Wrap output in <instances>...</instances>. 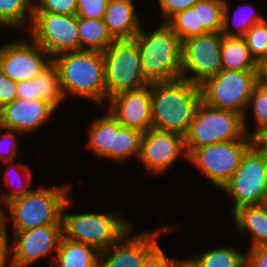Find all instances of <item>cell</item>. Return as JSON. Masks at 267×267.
Listing matches in <instances>:
<instances>
[{
	"instance_id": "1",
	"label": "cell",
	"mask_w": 267,
	"mask_h": 267,
	"mask_svg": "<svg viewBox=\"0 0 267 267\" xmlns=\"http://www.w3.org/2000/svg\"><path fill=\"white\" fill-rule=\"evenodd\" d=\"M201 103L199 85L177 78L151 83L152 128L185 137Z\"/></svg>"
},
{
	"instance_id": "2",
	"label": "cell",
	"mask_w": 267,
	"mask_h": 267,
	"mask_svg": "<svg viewBox=\"0 0 267 267\" xmlns=\"http://www.w3.org/2000/svg\"><path fill=\"white\" fill-rule=\"evenodd\" d=\"M64 96H81L103 105L107 101L102 52L66 51L53 57Z\"/></svg>"
},
{
	"instance_id": "3",
	"label": "cell",
	"mask_w": 267,
	"mask_h": 267,
	"mask_svg": "<svg viewBox=\"0 0 267 267\" xmlns=\"http://www.w3.org/2000/svg\"><path fill=\"white\" fill-rule=\"evenodd\" d=\"M133 39L140 53L143 76L149 83L181 77L182 42L166 22L148 34L141 26Z\"/></svg>"
},
{
	"instance_id": "4",
	"label": "cell",
	"mask_w": 267,
	"mask_h": 267,
	"mask_svg": "<svg viewBox=\"0 0 267 267\" xmlns=\"http://www.w3.org/2000/svg\"><path fill=\"white\" fill-rule=\"evenodd\" d=\"M68 186L45 189L42 186L8 203L13 231H24L49 224H62V211L68 208Z\"/></svg>"
},
{
	"instance_id": "5",
	"label": "cell",
	"mask_w": 267,
	"mask_h": 267,
	"mask_svg": "<svg viewBox=\"0 0 267 267\" xmlns=\"http://www.w3.org/2000/svg\"><path fill=\"white\" fill-rule=\"evenodd\" d=\"M221 190L235 200L232 214L243 206L266 203L267 144L264 141L255 140L245 150L239 167Z\"/></svg>"
},
{
	"instance_id": "6",
	"label": "cell",
	"mask_w": 267,
	"mask_h": 267,
	"mask_svg": "<svg viewBox=\"0 0 267 267\" xmlns=\"http://www.w3.org/2000/svg\"><path fill=\"white\" fill-rule=\"evenodd\" d=\"M258 83L257 70L221 69L215 76L199 85L201 101L210 107L229 110L243 116L246 135L249 136L245 112L253 88Z\"/></svg>"
},
{
	"instance_id": "7",
	"label": "cell",
	"mask_w": 267,
	"mask_h": 267,
	"mask_svg": "<svg viewBox=\"0 0 267 267\" xmlns=\"http://www.w3.org/2000/svg\"><path fill=\"white\" fill-rule=\"evenodd\" d=\"M232 140H254L246 135L243 116L207 106L201 101L185 136L188 156L196 148Z\"/></svg>"
},
{
	"instance_id": "8",
	"label": "cell",
	"mask_w": 267,
	"mask_h": 267,
	"mask_svg": "<svg viewBox=\"0 0 267 267\" xmlns=\"http://www.w3.org/2000/svg\"><path fill=\"white\" fill-rule=\"evenodd\" d=\"M63 237L104 251L111 247L131 224L118 213H62Z\"/></svg>"
},
{
	"instance_id": "9",
	"label": "cell",
	"mask_w": 267,
	"mask_h": 267,
	"mask_svg": "<svg viewBox=\"0 0 267 267\" xmlns=\"http://www.w3.org/2000/svg\"><path fill=\"white\" fill-rule=\"evenodd\" d=\"M102 55L107 102L119 93L150 84L143 76L140 53L134 39L115 40Z\"/></svg>"
},
{
	"instance_id": "10",
	"label": "cell",
	"mask_w": 267,
	"mask_h": 267,
	"mask_svg": "<svg viewBox=\"0 0 267 267\" xmlns=\"http://www.w3.org/2000/svg\"><path fill=\"white\" fill-rule=\"evenodd\" d=\"M255 140H232L196 148L189 156L209 182L222 189L239 167L242 154Z\"/></svg>"
},
{
	"instance_id": "11",
	"label": "cell",
	"mask_w": 267,
	"mask_h": 267,
	"mask_svg": "<svg viewBox=\"0 0 267 267\" xmlns=\"http://www.w3.org/2000/svg\"><path fill=\"white\" fill-rule=\"evenodd\" d=\"M221 32H206L182 41L181 77L200 85L221 69ZM192 72L191 76L187 72Z\"/></svg>"
},
{
	"instance_id": "12",
	"label": "cell",
	"mask_w": 267,
	"mask_h": 267,
	"mask_svg": "<svg viewBox=\"0 0 267 267\" xmlns=\"http://www.w3.org/2000/svg\"><path fill=\"white\" fill-rule=\"evenodd\" d=\"M30 37L52 58L66 51H80L78 16L33 12Z\"/></svg>"
},
{
	"instance_id": "13",
	"label": "cell",
	"mask_w": 267,
	"mask_h": 267,
	"mask_svg": "<svg viewBox=\"0 0 267 267\" xmlns=\"http://www.w3.org/2000/svg\"><path fill=\"white\" fill-rule=\"evenodd\" d=\"M31 40V43L24 39L13 40L0 47V69L17 83L33 80L53 62V58Z\"/></svg>"
},
{
	"instance_id": "14",
	"label": "cell",
	"mask_w": 267,
	"mask_h": 267,
	"mask_svg": "<svg viewBox=\"0 0 267 267\" xmlns=\"http://www.w3.org/2000/svg\"><path fill=\"white\" fill-rule=\"evenodd\" d=\"M13 252L9 267H28L52 251L57 252L62 224H49L24 231H13Z\"/></svg>"
},
{
	"instance_id": "15",
	"label": "cell",
	"mask_w": 267,
	"mask_h": 267,
	"mask_svg": "<svg viewBox=\"0 0 267 267\" xmlns=\"http://www.w3.org/2000/svg\"><path fill=\"white\" fill-rule=\"evenodd\" d=\"M180 156L188 161L185 137L182 135L155 128L143 133L138 159L150 172L157 175L165 173Z\"/></svg>"
},
{
	"instance_id": "16",
	"label": "cell",
	"mask_w": 267,
	"mask_h": 267,
	"mask_svg": "<svg viewBox=\"0 0 267 267\" xmlns=\"http://www.w3.org/2000/svg\"><path fill=\"white\" fill-rule=\"evenodd\" d=\"M162 228V229H161ZM140 232L130 235L128 229L111 247L101 251L99 267H141L145 257L158 245L157 237L169 228Z\"/></svg>"
},
{
	"instance_id": "17",
	"label": "cell",
	"mask_w": 267,
	"mask_h": 267,
	"mask_svg": "<svg viewBox=\"0 0 267 267\" xmlns=\"http://www.w3.org/2000/svg\"><path fill=\"white\" fill-rule=\"evenodd\" d=\"M108 110L123 126L147 132L152 129L151 83L119 93L108 100Z\"/></svg>"
},
{
	"instance_id": "18",
	"label": "cell",
	"mask_w": 267,
	"mask_h": 267,
	"mask_svg": "<svg viewBox=\"0 0 267 267\" xmlns=\"http://www.w3.org/2000/svg\"><path fill=\"white\" fill-rule=\"evenodd\" d=\"M55 109L44 99L16 98L0 108V122L2 128L26 134L48 122Z\"/></svg>"
},
{
	"instance_id": "19",
	"label": "cell",
	"mask_w": 267,
	"mask_h": 267,
	"mask_svg": "<svg viewBox=\"0 0 267 267\" xmlns=\"http://www.w3.org/2000/svg\"><path fill=\"white\" fill-rule=\"evenodd\" d=\"M103 20L115 40L133 39L142 24L132 0H109Z\"/></svg>"
},
{
	"instance_id": "20",
	"label": "cell",
	"mask_w": 267,
	"mask_h": 267,
	"mask_svg": "<svg viewBox=\"0 0 267 267\" xmlns=\"http://www.w3.org/2000/svg\"><path fill=\"white\" fill-rule=\"evenodd\" d=\"M57 260L50 267H99L101 251L82 242L61 237L57 250Z\"/></svg>"
},
{
	"instance_id": "21",
	"label": "cell",
	"mask_w": 267,
	"mask_h": 267,
	"mask_svg": "<svg viewBox=\"0 0 267 267\" xmlns=\"http://www.w3.org/2000/svg\"><path fill=\"white\" fill-rule=\"evenodd\" d=\"M233 215L237 229L251 233V248L267 246V203L240 207Z\"/></svg>"
},
{
	"instance_id": "22",
	"label": "cell",
	"mask_w": 267,
	"mask_h": 267,
	"mask_svg": "<svg viewBox=\"0 0 267 267\" xmlns=\"http://www.w3.org/2000/svg\"><path fill=\"white\" fill-rule=\"evenodd\" d=\"M221 65L226 70H257V62L251 56L244 37L222 35Z\"/></svg>"
},
{
	"instance_id": "23",
	"label": "cell",
	"mask_w": 267,
	"mask_h": 267,
	"mask_svg": "<svg viewBox=\"0 0 267 267\" xmlns=\"http://www.w3.org/2000/svg\"><path fill=\"white\" fill-rule=\"evenodd\" d=\"M78 32L80 50L98 51L103 53L115 41L109 33L103 18L86 19L78 17Z\"/></svg>"
},
{
	"instance_id": "24",
	"label": "cell",
	"mask_w": 267,
	"mask_h": 267,
	"mask_svg": "<svg viewBox=\"0 0 267 267\" xmlns=\"http://www.w3.org/2000/svg\"><path fill=\"white\" fill-rule=\"evenodd\" d=\"M142 136V131L123 127L114 117V141L113 149H109V159L122 163L133 155L139 158Z\"/></svg>"
},
{
	"instance_id": "25",
	"label": "cell",
	"mask_w": 267,
	"mask_h": 267,
	"mask_svg": "<svg viewBox=\"0 0 267 267\" xmlns=\"http://www.w3.org/2000/svg\"><path fill=\"white\" fill-rule=\"evenodd\" d=\"M114 116L107 109L104 117L92 121L89 128V141L87 147L96 157L109 159V149H113Z\"/></svg>"
},
{
	"instance_id": "26",
	"label": "cell",
	"mask_w": 267,
	"mask_h": 267,
	"mask_svg": "<svg viewBox=\"0 0 267 267\" xmlns=\"http://www.w3.org/2000/svg\"><path fill=\"white\" fill-rule=\"evenodd\" d=\"M185 259L191 267H245L246 255L232 248L207 249L202 255Z\"/></svg>"
},
{
	"instance_id": "27",
	"label": "cell",
	"mask_w": 267,
	"mask_h": 267,
	"mask_svg": "<svg viewBox=\"0 0 267 267\" xmlns=\"http://www.w3.org/2000/svg\"><path fill=\"white\" fill-rule=\"evenodd\" d=\"M34 2V0H33ZM32 0H0V24L11 28H22L26 22L30 29L33 21Z\"/></svg>"
},
{
	"instance_id": "28",
	"label": "cell",
	"mask_w": 267,
	"mask_h": 267,
	"mask_svg": "<svg viewBox=\"0 0 267 267\" xmlns=\"http://www.w3.org/2000/svg\"><path fill=\"white\" fill-rule=\"evenodd\" d=\"M37 99H44L56 109L65 96L63 94L57 66L52 62L36 76Z\"/></svg>"
},
{
	"instance_id": "29",
	"label": "cell",
	"mask_w": 267,
	"mask_h": 267,
	"mask_svg": "<svg viewBox=\"0 0 267 267\" xmlns=\"http://www.w3.org/2000/svg\"><path fill=\"white\" fill-rule=\"evenodd\" d=\"M252 105L257 129L249 133L254 140L267 138V85L258 82L250 95L248 107Z\"/></svg>"
},
{
	"instance_id": "30",
	"label": "cell",
	"mask_w": 267,
	"mask_h": 267,
	"mask_svg": "<svg viewBox=\"0 0 267 267\" xmlns=\"http://www.w3.org/2000/svg\"><path fill=\"white\" fill-rule=\"evenodd\" d=\"M224 0H199L192 8H197L198 28L207 32H221L223 26Z\"/></svg>"
},
{
	"instance_id": "31",
	"label": "cell",
	"mask_w": 267,
	"mask_h": 267,
	"mask_svg": "<svg viewBox=\"0 0 267 267\" xmlns=\"http://www.w3.org/2000/svg\"><path fill=\"white\" fill-rule=\"evenodd\" d=\"M166 23L179 36L181 42L207 32L204 28H198L197 8L179 11Z\"/></svg>"
},
{
	"instance_id": "32",
	"label": "cell",
	"mask_w": 267,
	"mask_h": 267,
	"mask_svg": "<svg viewBox=\"0 0 267 267\" xmlns=\"http://www.w3.org/2000/svg\"><path fill=\"white\" fill-rule=\"evenodd\" d=\"M230 10L228 2L224 0V6H223V26L221 30V34L227 37H244L246 32L255 24L261 23L265 20L263 16H261V13H258L255 11L254 13H251V15H244L245 17H238L237 14L234 16L235 19V26L237 28V33L231 31L230 26V20H229V14L228 11ZM239 11V10H238ZM244 12V11H243ZM236 19H240L239 22H236Z\"/></svg>"
},
{
	"instance_id": "33",
	"label": "cell",
	"mask_w": 267,
	"mask_h": 267,
	"mask_svg": "<svg viewBox=\"0 0 267 267\" xmlns=\"http://www.w3.org/2000/svg\"><path fill=\"white\" fill-rule=\"evenodd\" d=\"M251 56L256 62L267 55V20L252 26L244 35Z\"/></svg>"
},
{
	"instance_id": "34",
	"label": "cell",
	"mask_w": 267,
	"mask_h": 267,
	"mask_svg": "<svg viewBox=\"0 0 267 267\" xmlns=\"http://www.w3.org/2000/svg\"><path fill=\"white\" fill-rule=\"evenodd\" d=\"M14 162H17V161H15V160H12V161H7V162H4V164H6V165H9V166H7V169L4 171L5 172V183L8 185L9 183L10 184H12V178H11V176L13 175V172H16L15 171V169L12 167V165H14V167L16 168V166H17V169H18V167H22L25 171H26V173H27V175L25 174V176H26V180H28V181H26L25 182V184H18V185H16V187H13V188H11L10 190H12V192H7L6 194H2V198L5 200V202L8 204V203H10L12 200H14V199H17V198H19V197H22V196H24V195H26L27 193H29L30 191H32L30 188H29V186L32 184L31 183V175H32V173H31V171L29 170V168L27 167L28 165H25V164H18V162L17 163H14ZM13 170V171H12ZM11 172V173H10ZM12 174V175H11ZM13 177V176H12ZM18 178V177H17ZM16 178V179H17ZM16 179H15V181H16ZM22 180H24L23 179V177L20 179V181H19V178H18V181L17 182H21ZM13 184H14V182H13ZM16 184V183H15ZM12 186V185H11ZM23 186V187H22Z\"/></svg>"
},
{
	"instance_id": "35",
	"label": "cell",
	"mask_w": 267,
	"mask_h": 267,
	"mask_svg": "<svg viewBox=\"0 0 267 267\" xmlns=\"http://www.w3.org/2000/svg\"><path fill=\"white\" fill-rule=\"evenodd\" d=\"M33 12L77 15V0H38L33 3Z\"/></svg>"
},
{
	"instance_id": "36",
	"label": "cell",
	"mask_w": 267,
	"mask_h": 267,
	"mask_svg": "<svg viewBox=\"0 0 267 267\" xmlns=\"http://www.w3.org/2000/svg\"><path fill=\"white\" fill-rule=\"evenodd\" d=\"M109 0H77V16L86 19L104 17Z\"/></svg>"
},
{
	"instance_id": "37",
	"label": "cell",
	"mask_w": 267,
	"mask_h": 267,
	"mask_svg": "<svg viewBox=\"0 0 267 267\" xmlns=\"http://www.w3.org/2000/svg\"><path fill=\"white\" fill-rule=\"evenodd\" d=\"M3 129L5 130L4 131L5 133L0 135V159L3 162H7V161L14 160L15 156L18 155L19 146H18L17 139H16L15 135L16 134L18 135L21 133L16 132L14 130L6 129V128H3ZM2 141H3V143H2ZM3 146H4V148H3ZM1 153H2V155H1ZM3 154H5V155H3Z\"/></svg>"
},
{
	"instance_id": "38",
	"label": "cell",
	"mask_w": 267,
	"mask_h": 267,
	"mask_svg": "<svg viewBox=\"0 0 267 267\" xmlns=\"http://www.w3.org/2000/svg\"><path fill=\"white\" fill-rule=\"evenodd\" d=\"M184 260L167 258L159 244L145 257L141 267H178Z\"/></svg>"
},
{
	"instance_id": "39",
	"label": "cell",
	"mask_w": 267,
	"mask_h": 267,
	"mask_svg": "<svg viewBox=\"0 0 267 267\" xmlns=\"http://www.w3.org/2000/svg\"><path fill=\"white\" fill-rule=\"evenodd\" d=\"M199 0H158L163 12L164 22H167L177 12L191 8Z\"/></svg>"
},
{
	"instance_id": "40",
	"label": "cell",
	"mask_w": 267,
	"mask_h": 267,
	"mask_svg": "<svg viewBox=\"0 0 267 267\" xmlns=\"http://www.w3.org/2000/svg\"><path fill=\"white\" fill-rule=\"evenodd\" d=\"M17 82L10 79L0 69V108L17 98Z\"/></svg>"
},
{
	"instance_id": "41",
	"label": "cell",
	"mask_w": 267,
	"mask_h": 267,
	"mask_svg": "<svg viewBox=\"0 0 267 267\" xmlns=\"http://www.w3.org/2000/svg\"><path fill=\"white\" fill-rule=\"evenodd\" d=\"M245 267H267V246L250 248L246 255Z\"/></svg>"
},
{
	"instance_id": "42",
	"label": "cell",
	"mask_w": 267,
	"mask_h": 267,
	"mask_svg": "<svg viewBox=\"0 0 267 267\" xmlns=\"http://www.w3.org/2000/svg\"><path fill=\"white\" fill-rule=\"evenodd\" d=\"M16 95L20 99H37L36 77L33 80L18 82Z\"/></svg>"
},
{
	"instance_id": "43",
	"label": "cell",
	"mask_w": 267,
	"mask_h": 267,
	"mask_svg": "<svg viewBox=\"0 0 267 267\" xmlns=\"http://www.w3.org/2000/svg\"><path fill=\"white\" fill-rule=\"evenodd\" d=\"M4 205V206H3ZM1 206L8 208V204L5 202V200L0 195V238H8L7 236V219L6 214L4 212L5 209H3Z\"/></svg>"
},
{
	"instance_id": "44",
	"label": "cell",
	"mask_w": 267,
	"mask_h": 267,
	"mask_svg": "<svg viewBox=\"0 0 267 267\" xmlns=\"http://www.w3.org/2000/svg\"><path fill=\"white\" fill-rule=\"evenodd\" d=\"M258 82L267 85V55L257 62Z\"/></svg>"
},
{
	"instance_id": "45",
	"label": "cell",
	"mask_w": 267,
	"mask_h": 267,
	"mask_svg": "<svg viewBox=\"0 0 267 267\" xmlns=\"http://www.w3.org/2000/svg\"><path fill=\"white\" fill-rule=\"evenodd\" d=\"M9 238H0V267H6L7 259L9 258L10 248L8 246Z\"/></svg>"
},
{
	"instance_id": "46",
	"label": "cell",
	"mask_w": 267,
	"mask_h": 267,
	"mask_svg": "<svg viewBox=\"0 0 267 267\" xmlns=\"http://www.w3.org/2000/svg\"><path fill=\"white\" fill-rule=\"evenodd\" d=\"M178 267H191L185 260Z\"/></svg>"
}]
</instances>
